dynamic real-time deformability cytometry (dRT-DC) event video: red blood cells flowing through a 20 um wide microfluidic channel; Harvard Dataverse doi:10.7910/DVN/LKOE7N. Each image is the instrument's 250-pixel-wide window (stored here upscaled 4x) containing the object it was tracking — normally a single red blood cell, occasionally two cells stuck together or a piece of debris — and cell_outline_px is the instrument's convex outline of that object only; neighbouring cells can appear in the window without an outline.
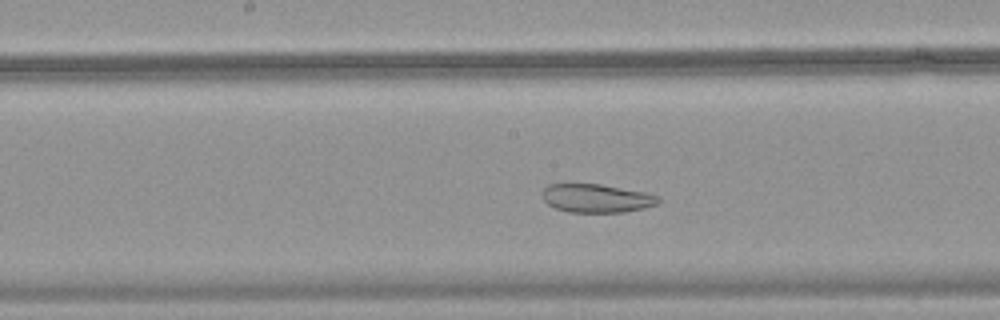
{"species": "common noctule bat (a hibernating species)", "species_latin": "Nyctalus noctula", "temperature_condition": "warm", "stored_images_in_passage": 35, "camera_frame_rate_fps": 3000, "um_per_image_px": 0.085, "animal": {"sex": "female", "body_mass_g": 18.4}, "frame": {"image": 1, "passage_image": 16, "time_ms": 5.0, "image_size_px": [1000, 320], "cell_outline_px": [[660, 200], [656, 204], [644, 208], [624, 212], [568, 212], [556, 208], [548, 204], [544, 200], [544, 188], [548, 184], [600, 184], [644, 192], [660, 196]], "centroid_in_image_um": [50.72, 16.85], "position_along_channel_um": 197.5, "area_um2": 19.07}}
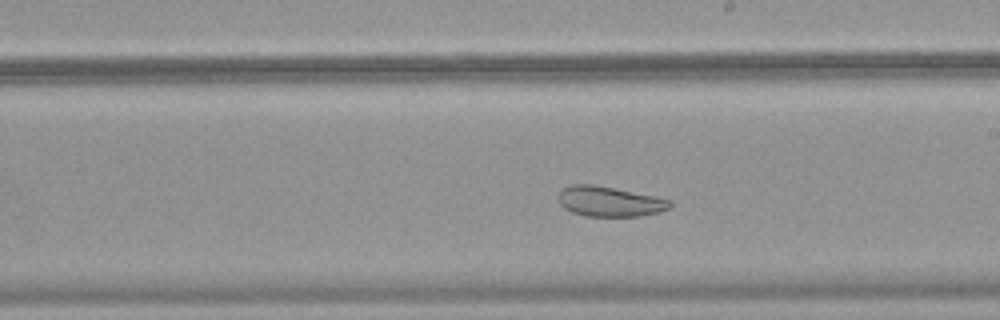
{"frame": {"image": 2, "passage_image": 19, "time_ms": 6.0, "image_size_px": [1000, 320], "cell_outline_px": [[672, 204], [668, 208], [656, 212], [640, 216], [584, 216], [572, 212], [564, 208], [560, 204], [560, 192], [564, 188], [572, 184], [592, 184], [672, 200]], "centroid_in_image_um": [51.79, 17.13], "position_along_channel_um": 237.2, "area_um2": 19.13}}
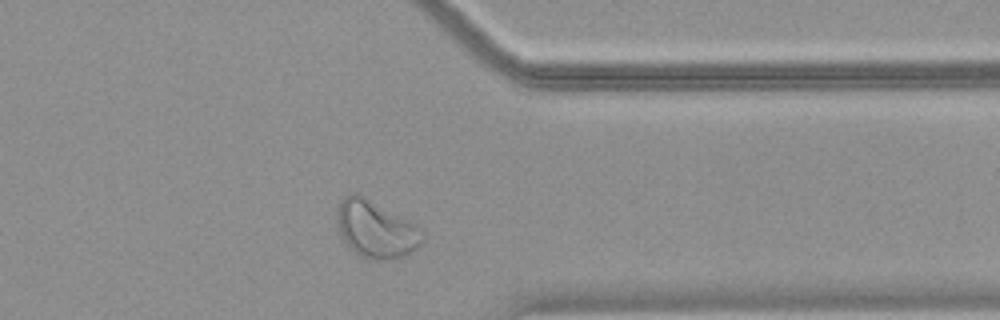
{"frame": {"image": 3, "passage_image": 30, "time_ms": 9.667, "image_size_px": [1000, 320], "cell_outline_px": [[424, 240], [416, 248], [404, 256], [392, 260], [376, 260], [360, 256], [344, 240], [340, 232], [336, 220], [336, 212], [344, 196], [356, 192], [416, 224], [424, 232]], "centroid_in_image_um": [31.97, 19.49], "position_along_channel_um": 379.4, "area_um2": 28.26}}